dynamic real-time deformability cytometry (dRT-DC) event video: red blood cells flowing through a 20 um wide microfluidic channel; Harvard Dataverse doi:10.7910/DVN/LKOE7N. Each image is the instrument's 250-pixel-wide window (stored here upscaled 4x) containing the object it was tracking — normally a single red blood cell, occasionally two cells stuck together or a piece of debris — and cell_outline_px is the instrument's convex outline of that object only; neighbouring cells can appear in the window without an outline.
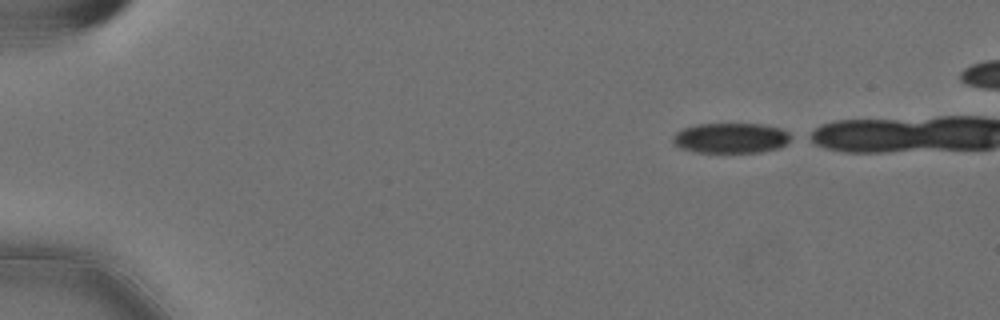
{"species": "Egyptian fruit bat (a non-hibernating species)", "species_latin": "Rousettus aegyptiacus", "temperature_condition": "cold", "stored_images_in_passage": 43, "camera_frame_rate_fps": 3000, "um_per_image_px": 0.085, "animal": {"sex": "female"}, "frame": {"image": 1, "passage_image": 1, "time_ms": 0.0, "image_size_px": [1000, 320], "cell_outline_px": [[796, 136], [780, 148], [760, 152], [696, 152], [680, 148], [672, 140], [676, 132], [684, 128], [696, 124], [760, 124], [780, 128]], "centroid_in_image_um": [62.18, 11.73], "position_along_channel_um": 22.8, "area_um2": 20.87}}
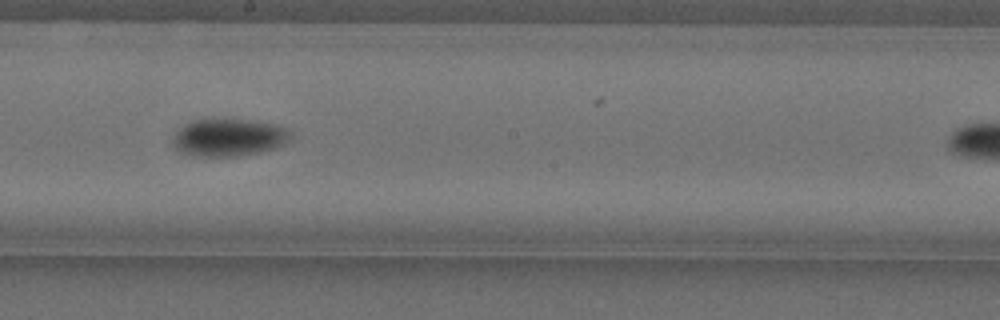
{"frame": {"image": 2, "passage_image": 26, "time_ms": 8.333, "image_size_px": [1000, 320], "cell_outline_px": [[292, 132], [288, 140], [284, 144], [276, 148], [260, 152], [236, 156], [200, 156], [180, 152], [176, 148], [172, 140], [176, 132], [184, 124], [192, 120], [252, 120], [276, 124], [288, 128]], "centroid_in_image_um": [19.48, 11.68], "position_along_channel_um": 228.7, "area_um2": 25.61}}
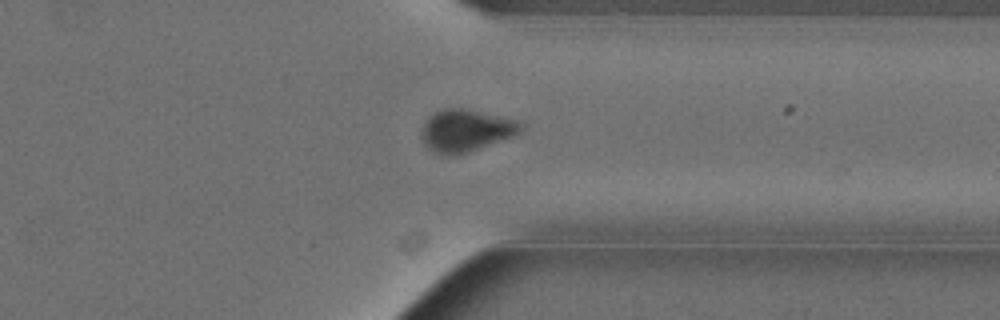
{"frame": {"image": 3, "passage_image": 38, "time_ms": 12.333, "image_size_px": [1000, 320], "cell_outline_px": [[524, 124], [520, 132], [512, 136], [468, 152], [432, 152], [424, 144], [420, 136], [420, 132], [428, 116], [444, 108], [460, 108], [516, 120]], "centroid_in_image_um": [39.56, 11.07], "position_along_channel_um": 371.8, "area_um2": 23.58}}